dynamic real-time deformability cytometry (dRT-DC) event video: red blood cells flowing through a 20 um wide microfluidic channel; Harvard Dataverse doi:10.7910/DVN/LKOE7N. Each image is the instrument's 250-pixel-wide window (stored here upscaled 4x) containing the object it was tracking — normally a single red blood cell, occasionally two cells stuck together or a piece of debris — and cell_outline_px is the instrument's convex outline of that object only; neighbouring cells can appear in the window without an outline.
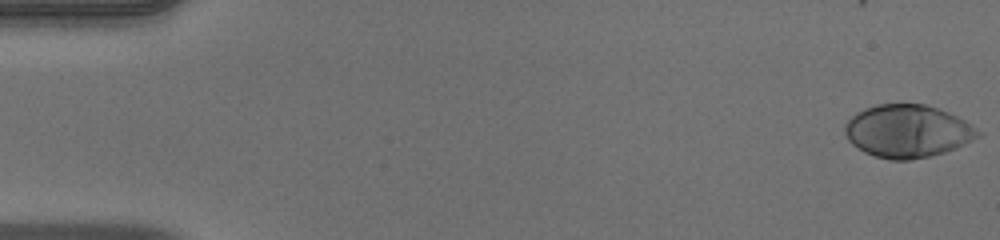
{"species": "human", "species_latin": "Homo sapiens", "temperature_condition": "warm", "stored_images_in_passage": 52, "camera_frame_rate_fps": 3000, "um_per_image_px": 0.085, "donor": {"sex": "male"}, "frame": {"image": 1, "passage_image": 1, "time_ms": 0.0, "image_size_px": [1000, 240], "cell_outline_px": [[984, 132], [980, 136], [956, 148], [944, 152], [928, 156], [908, 160], [892, 160], [876, 156], [864, 152], [856, 148], [848, 140], [844, 132], [844, 124], [856, 112], [864, 108], [876, 104], [924, 104], [948, 112], [964, 120]], "centroid_in_image_um": [77.13, 11.14], "position_along_channel_um": 7.9, "area_um2": 40.98}}
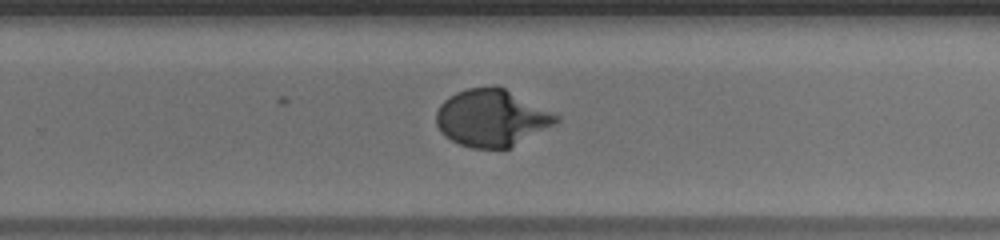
{"frame": {"image": 2, "passage_image": 34, "time_ms": 11.0, "image_size_px": [1000, 240], "cell_outline_px": [[560, 120], [556, 124], [508, 148], [472, 148], [460, 144], [444, 136], [440, 132], [436, 124], [436, 112], [440, 104], [448, 96], [456, 92], [468, 88], [496, 84], [560, 116]], "centroid_in_image_um": [41.76, 10.01], "position_along_channel_um": 288.0, "area_um2": 39.82}}
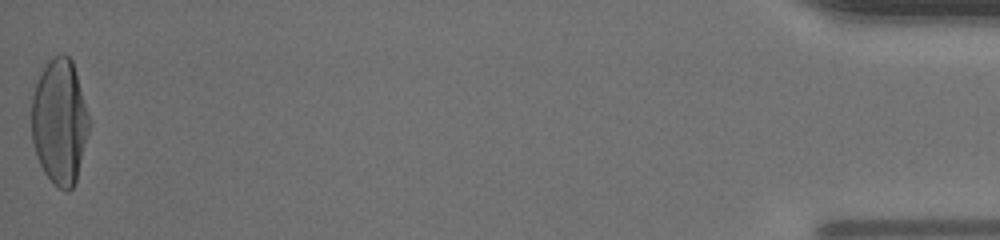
{"frame": {"image": 3, "passage_image": 52, "time_ms": 17.0, "image_size_px": [1000, 240], "cell_outline_px": [[88, 132], [76, 180], [72, 188], [68, 192], [64, 192], [44, 172], [36, 156], [32, 140], [32, 96], [36, 84], [48, 60], [52, 56], [68, 56], [72, 60], [88, 116]], "centroid_in_image_um": [5.04, 10.37], "position_along_channel_um": 430.2, "area_um2": 41.1}, "authors_computed_cell_mechanics": {"area_um2": 39.304, "velocity_mm_per_s": 3.9715, "shape_relaxation_time_tau1_ms": 4.022, "shape_relaxation_time_tau2_ms": null, "deformation_change_tau1": 0.2568, "deformation_change_tau2": null}}